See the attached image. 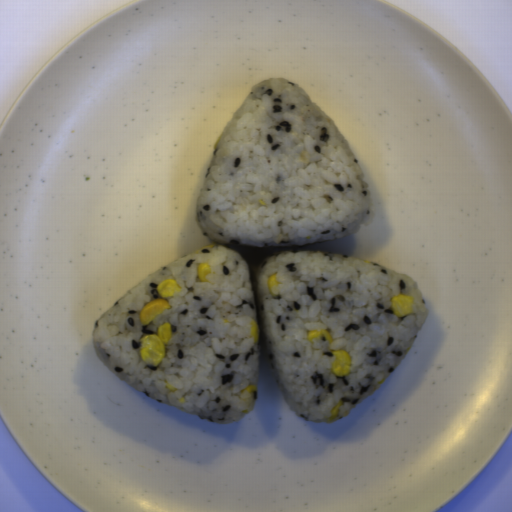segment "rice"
<instances>
[{"instance_id": "rice-2", "label": "rice", "mask_w": 512, "mask_h": 512, "mask_svg": "<svg viewBox=\"0 0 512 512\" xmlns=\"http://www.w3.org/2000/svg\"><path fill=\"white\" fill-rule=\"evenodd\" d=\"M281 282L271 294L267 278ZM266 354L288 404L313 423L340 420L371 397L404 361L426 315L415 279L373 262L314 250L267 255L255 273ZM412 295L409 315L396 317L391 300ZM312 329L329 330L308 341ZM347 351L350 371L336 377L331 351ZM344 402L335 419L330 412Z\"/></svg>"}, {"instance_id": "rice-3", "label": "rice", "mask_w": 512, "mask_h": 512, "mask_svg": "<svg viewBox=\"0 0 512 512\" xmlns=\"http://www.w3.org/2000/svg\"><path fill=\"white\" fill-rule=\"evenodd\" d=\"M197 251V250H196ZM182 256L134 285L92 327L91 344L108 370L149 399L220 424L239 421L257 403L260 357L251 336L258 324L249 264L231 248L215 245ZM210 263L207 282L198 281L199 263ZM177 279L170 308L146 327L139 313L160 297L156 288ZM171 322L173 338L158 366L141 359L142 337ZM165 379L176 392L165 389ZM255 385L252 392H241Z\"/></svg>"}, {"instance_id": "rice-1", "label": "rice", "mask_w": 512, "mask_h": 512, "mask_svg": "<svg viewBox=\"0 0 512 512\" xmlns=\"http://www.w3.org/2000/svg\"><path fill=\"white\" fill-rule=\"evenodd\" d=\"M212 240L309 246L359 232L374 210L343 135L287 78L263 79L221 131L195 200Z\"/></svg>"}]
</instances>
